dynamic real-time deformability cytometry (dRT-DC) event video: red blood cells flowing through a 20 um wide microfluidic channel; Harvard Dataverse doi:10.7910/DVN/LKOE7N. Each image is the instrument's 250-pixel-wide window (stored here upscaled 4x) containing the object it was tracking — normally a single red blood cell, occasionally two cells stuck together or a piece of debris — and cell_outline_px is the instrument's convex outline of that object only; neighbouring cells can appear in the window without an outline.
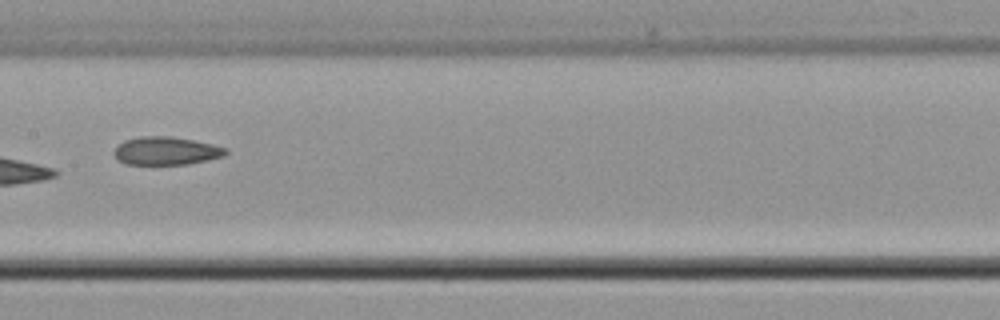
{"species": "common noctule bat (a hibernating species)", "species_latin": "Nyctalus noctula", "temperature_condition": "cold", "stored_images_in_passage": 8, "camera_frame_rate_fps": 3000, "um_per_image_px": 0.085, "animal": {"sex": "male", "body_mass_g": 21.5, "forearm_length_mm": 52.0}, "frame": {"image": 1, "passage_image": 8, "time_ms": 8.667, "image_size_px": [1000, 320], "cell_outline_px": [[228, 152], [224, 156], [188, 164], [128, 164], [120, 160], [112, 152], [124, 140], [140, 136], [172, 136], [212, 144], [228, 148]], "centroid_in_image_um": [14.14, 12.81], "position_along_channel_um": 193.3, "area_um2": 18.15}}